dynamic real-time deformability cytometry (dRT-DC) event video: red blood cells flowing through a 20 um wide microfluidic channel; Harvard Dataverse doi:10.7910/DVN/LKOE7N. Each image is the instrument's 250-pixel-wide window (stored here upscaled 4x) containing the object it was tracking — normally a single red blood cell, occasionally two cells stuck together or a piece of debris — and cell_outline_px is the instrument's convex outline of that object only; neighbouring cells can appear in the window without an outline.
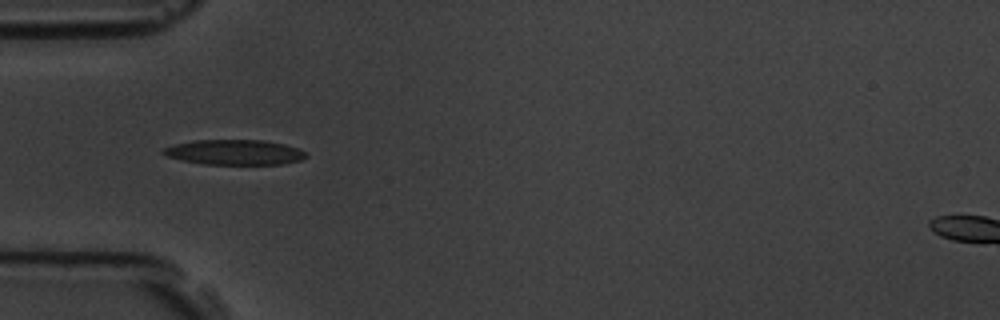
{"species": "common noctule bat (a hibernating species)", "species_latin": "Nyctalus noctula", "temperature_condition": "room temperature", "stored_images_in_passage": 6, "camera_frame_rate_fps": 3000, "um_per_image_px": 0.085, "animal": {"sex": "male", "body_mass_g": 19.5, "forearm_length_mm": 54.6}, "frame": {"image": 1, "passage_image": 4, "time_ms": 3.667, "image_size_px": [1000, 320], "cell_outline_px": [[308, 156], [300, 160], [280, 164], [204, 164], [180, 160], [168, 156], [160, 152], [164, 148], [176, 144], [192, 140], [264, 140], [284, 144], [308, 152]], "centroid_in_image_um": [19.94, 12.94], "position_along_channel_um": 65.1, "area_um2": 20.87}}
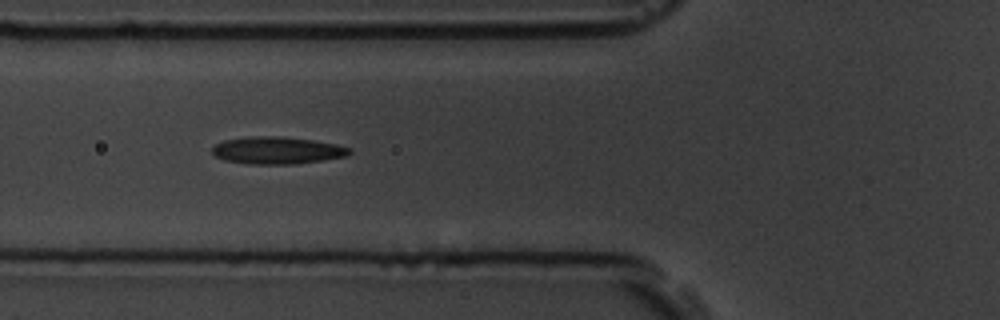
{"frame": {"image": 2, "passage_image": 5, "time_ms": 4.667, "image_size_px": [1000, 320], "cell_outline_px": [[352, 152], [348, 156], [324, 160], [292, 164], [244, 164], [224, 160], [216, 156], [212, 152], [212, 148], [216, 144], [224, 140], [252, 136], [280, 136], [312, 140], [336, 144], [348, 148]], "centroid_in_image_um": [23.55, 12.79], "position_along_channel_um": 102.3, "area_um2": 21.79}}
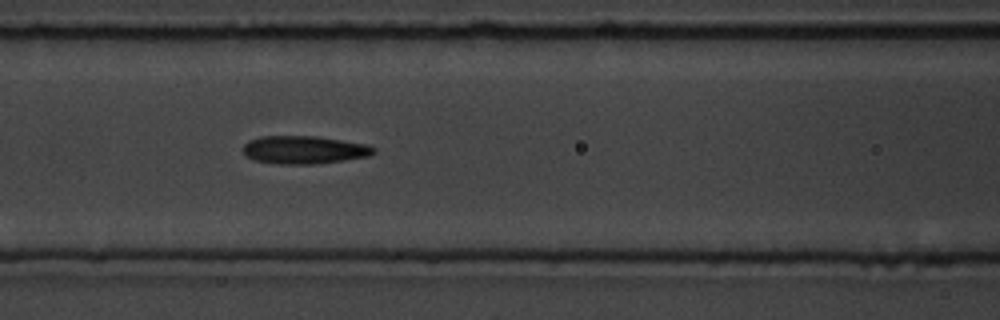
{"frame": {"image": 3, "passage_image": 6, "time_ms": 5.667, "image_size_px": [1000, 320], "cell_outline_px": [[376, 152], [368, 156], [344, 160], [316, 164], [276, 164], [256, 160], [244, 156], [244, 144], [248, 140], [260, 136], [316, 136], [368, 144], [376, 148]], "centroid_in_image_um": [25.85, 12.73], "position_along_channel_um": 140.7, "area_um2": 21.44}}